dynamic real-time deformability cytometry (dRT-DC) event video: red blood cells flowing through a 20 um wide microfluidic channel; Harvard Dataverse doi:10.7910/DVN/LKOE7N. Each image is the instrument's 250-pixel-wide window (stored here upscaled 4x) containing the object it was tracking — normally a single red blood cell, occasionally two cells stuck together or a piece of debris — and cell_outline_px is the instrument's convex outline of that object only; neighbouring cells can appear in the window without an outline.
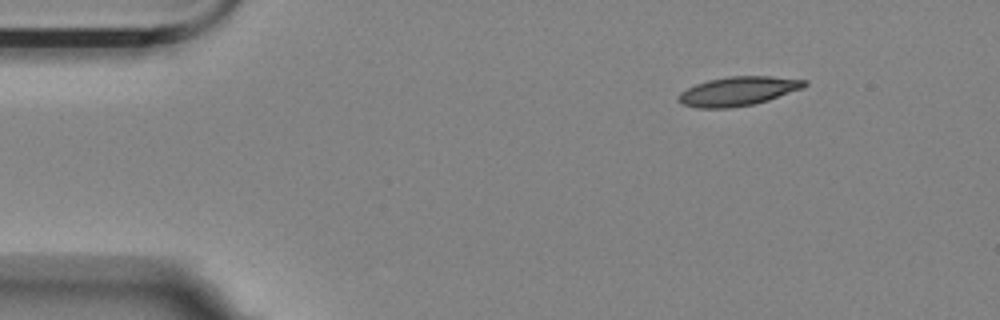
{"species": "Egyptian fruit bat (a non-hibernating species)", "species_latin": "Rousettus aegyptiacus", "temperature_condition": "room temperature", "stored_images_in_passage": 3, "camera_frame_rate_fps": 3000, "um_per_image_px": 0.085, "animal": {"sex": "female"}, "frame": {"image": 1, "passage_image": 1, "time_ms": 0.0, "image_size_px": [1000, 320], "cell_outline_px": [[808, 84], [804, 88], [768, 100], [752, 104], [732, 108], [700, 108], [680, 104], [676, 100], [676, 96], [680, 92], [696, 84], [708, 80], [728, 76], [772, 76], [808, 80]], "centroid_in_image_um": [62.73, 7.75], "position_along_channel_um": 22.3, "area_um2": 21.56}}